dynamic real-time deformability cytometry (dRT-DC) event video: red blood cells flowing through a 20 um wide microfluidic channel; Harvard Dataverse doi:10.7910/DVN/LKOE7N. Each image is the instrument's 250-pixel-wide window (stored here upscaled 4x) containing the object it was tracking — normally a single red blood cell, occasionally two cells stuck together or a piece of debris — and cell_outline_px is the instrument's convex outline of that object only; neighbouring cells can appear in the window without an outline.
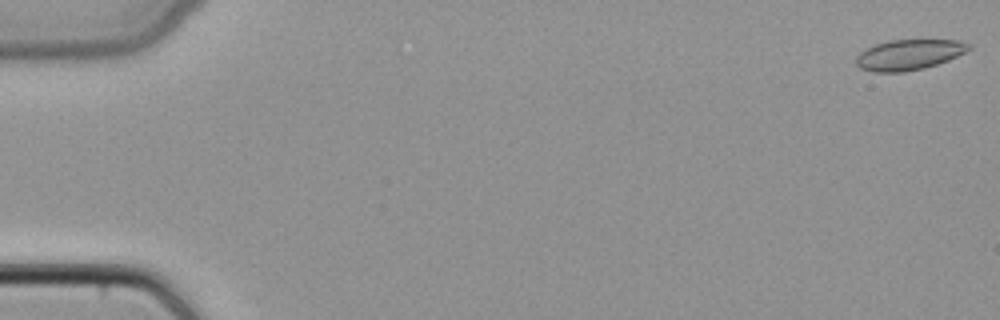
{"species": "common noctule bat (a hibernating species)", "species_latin": "Nyctalus noctula", "temperature_condition": "cold", "stored_images_in_passage": 48, "camera_frame_rate_fps": 3000, "um_per_image_px": 0.085, "animal": {"sex": "female", "body_mass_g": 22.7, "forearm_length_mm": 54.2}, "frame": {"image": 1, "passage_image": 1, "time_ms": 0.0, "image_size_px": [1000, 320], "cell_outline_px": [[972, 48], [948, 60], [924, 68], [904, 72], [872, 72], [860, 68], [856, 64], [856, 56], [860, 52], [876, 44], [888, 40], [960, 40], [972, 44]], "centroid_in_image_um": [77.26, 4.65], "position_along_channel_um": 7.7, "area_um2": 20.0}}
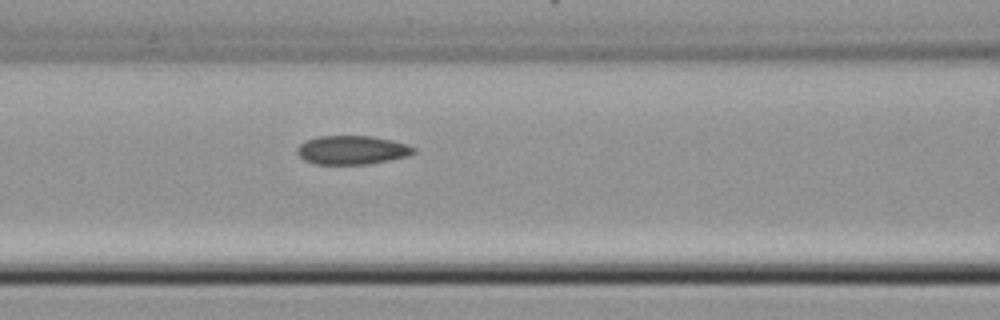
{"frame": {"image": 2, "passage_image": 21, "time_ms": 6.667, "image_size_px": [1000, 320], "cell_outline_px": [[416, 152], [408, 156], [368, 164], [316, 164], [304, 160], [296, 152], [296, 148], [300, 144], [308, 140], [320, 136], [372, 136], [392, 140], [408, 144], [416, 148]], "centroid_in_image_um": [29.95, 12.75], "position_along_channel_um": 136.7, "area_um2": 19.54}}
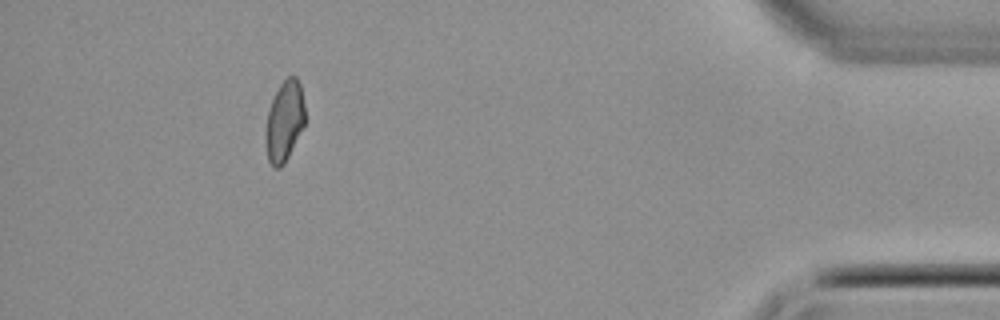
{"frame": {"image": 3, "passage_image": 44, "time_ms": 14.333, "image_size_px": [1000, 320], "cell_outline_px": [[304, 124], [284, 164], [280, 168], [272, 168], [268, 160], [264, 140], [264, 136], [268, 108], [280, 84], [288, 76], [296, 76], [300, 84], [304, 104]], "centroid_in_image_um": [24.14, 10.32], "position_along_channel_um": 411.1, "area_um2": 18.5}}